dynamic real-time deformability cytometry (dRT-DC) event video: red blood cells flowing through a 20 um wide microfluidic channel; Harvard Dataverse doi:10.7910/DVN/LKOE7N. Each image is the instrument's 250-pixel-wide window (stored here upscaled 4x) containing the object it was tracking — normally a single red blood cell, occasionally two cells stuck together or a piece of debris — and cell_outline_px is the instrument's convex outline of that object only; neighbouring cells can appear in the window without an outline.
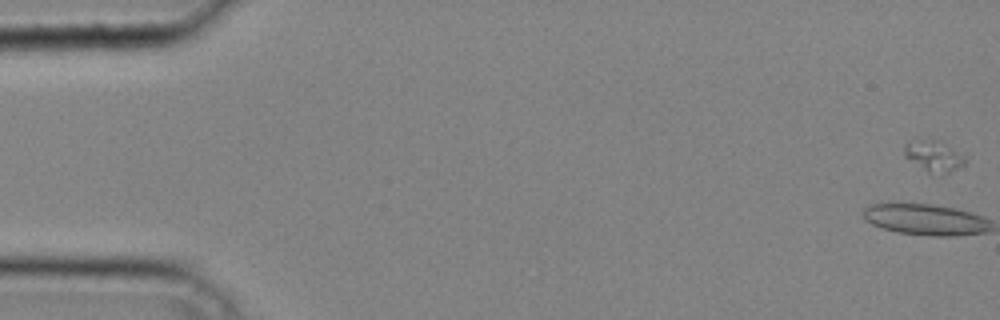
{"species": "common noctule bat (a hibernating species)", "species_latin": "Nyctalus noctula", "temperature_condition": "cold", "stored_images_in_passage": 41, "segment_of_instrument_passage": [1, 2], "camera_frame_rate_fps": 3000, "um_per_image_px": 0.085, "animal": {"sex": "male", "body_mass_g": 20.4}, "frame": {"image": 1, "passage_image": 1, "time_ms": 0.0, "image_size_px": [1000, 320], "cell_outline_px": [[964, 164], [948, 172], [928, 172], [904, 156], [904, 148], [908, 140], [940, 140], [964, 156]], "centroid_in_image_um": [79.32, 13.22], "position_along_channel_um": 5.7, "area_um2": 10.52}}